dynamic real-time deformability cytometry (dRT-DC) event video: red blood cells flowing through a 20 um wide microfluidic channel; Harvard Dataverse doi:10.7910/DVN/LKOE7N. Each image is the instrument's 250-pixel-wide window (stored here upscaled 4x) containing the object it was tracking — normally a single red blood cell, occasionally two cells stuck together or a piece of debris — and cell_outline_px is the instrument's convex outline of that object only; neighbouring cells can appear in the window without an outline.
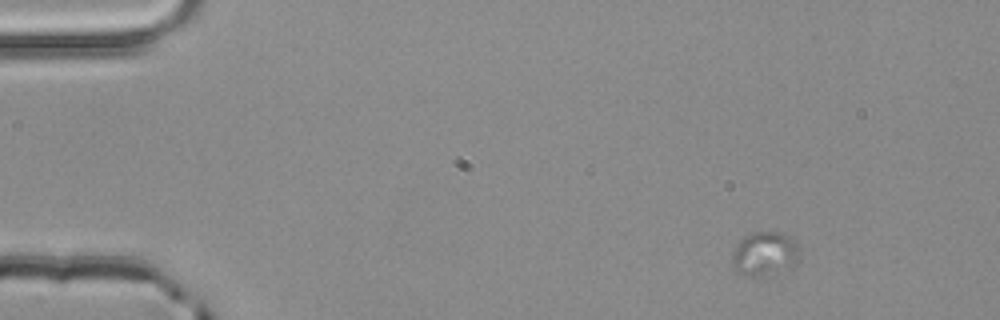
{"species": "common noctule bat (a hibernating species)", "species_latin": "Nyctalus noctula", "temperature_condition": "room temperature", "stored_images_in_passage": 5, "camera_frame_rate_fps": 3000, "um_per_image_px": 0.085, "animal": {"sex": "male", "body_mass_g": 20.4}, "frame": {"image": 1, "passage_image": 1, "time_ms": 0.0, "image_size_px": [1000, 320], "cell_outline_px": [[800, 260], [796, 264], [776, 276], [752, 276], [740, 272], [732, 264], [732, 252], [736, 244], [748, 232], [776, 232], [788, 236], [796, 240], [800, 248]], "centroid_in_image_um": [65.06, 21.58], "position_along_channel_um": 19.9, "area_um2": 17.86}}